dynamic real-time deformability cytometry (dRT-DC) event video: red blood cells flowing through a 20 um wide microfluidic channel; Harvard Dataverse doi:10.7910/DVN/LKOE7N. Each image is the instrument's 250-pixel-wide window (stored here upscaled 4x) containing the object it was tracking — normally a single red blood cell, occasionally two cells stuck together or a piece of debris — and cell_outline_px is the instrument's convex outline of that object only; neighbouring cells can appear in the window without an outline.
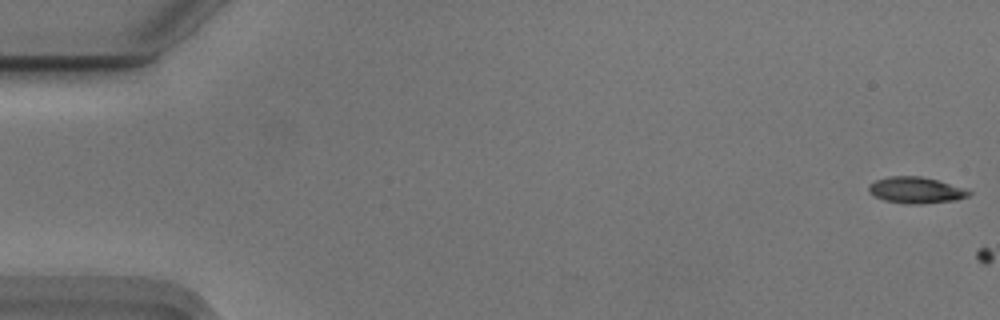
{"species": "Egyptian fruit bat (a non-hibernating species)", "species_latin": "Rousettus aegyptiacus", "temperature_condition": "cold", "stored_images_in_passage": 2, "camera_frame_rate_fps": 3000, "um_per_image_px": 0.085, "animal": {"sex": "male"}, "frame": {"image": 1, "passage_image": 1, "time_ms": 0.0, "image_size_px": [1000, 320], "cell_outline_px": [[972, 192], [968, 196], [956, 200], [920, 204], [908, 204], [884, 200], [868, 192], [868, 184], [876, 180], [888, 176], [920, 176], [968, 188]], "centroid_in_image_um": [77.87, 16.16], "position_along_channel_um": 7.1, "area_um2": 15.43}}